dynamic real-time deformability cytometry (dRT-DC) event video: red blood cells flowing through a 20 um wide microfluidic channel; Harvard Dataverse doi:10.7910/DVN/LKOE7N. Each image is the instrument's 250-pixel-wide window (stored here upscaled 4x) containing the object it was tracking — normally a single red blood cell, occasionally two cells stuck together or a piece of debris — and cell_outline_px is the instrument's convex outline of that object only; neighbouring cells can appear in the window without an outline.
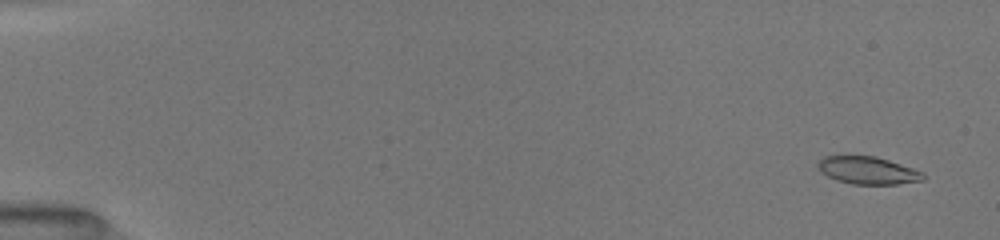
{"species": "common noctule bat (a hibernating species)", "species_latin": "Nyctalus noctula", "temperature_condition": "room temperature", "stored_images_in_passage": 27, "camera_frame_rate_fps": 3000, "um_per_image_px": 0.085, "animal": {"sex": "female", "body_mass_g": 19.5, "forearm_length_mm": 54.1}, "frame": {"image": 1, "passage_image": 3, "time_ms": 0.667, "image_size_px": [1000, 240], "cell_outline_px": [[924, 180], [896, 184], [852, 184], [836, 180], [820, 172], [816, 164], [824, 156], [876, 156], [924, 172]], "centroid_in_image_um": [73.74, 14.49], "position_along_channel_um": 11.3, "area_um2": 16.82}}
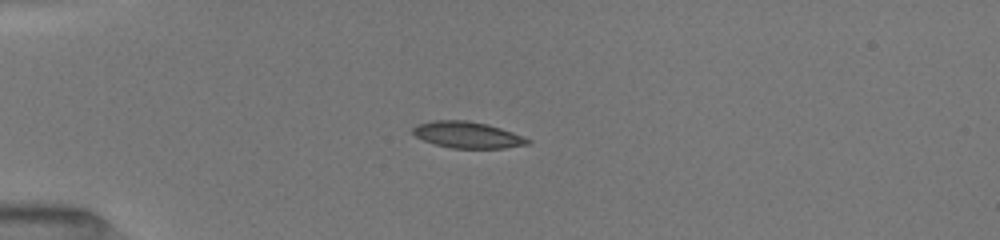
{"frame": {"image": 2, "passage_image": 16, "time_ms": 4.667, "image_size_px": [1000, 240], "cell_outline_px": [[532, 140], [528, 144], [504, 148], [452, 148], [436, 144], [424, 140], [416, 136], [412, 132], [412, 128], [416, 124], [432, 120], [468, 120], [488, 124], [512, 132]], "centroid_in_image_um": [39.72, 11.45], "position_along_channel_um": 45.3, "area_um2": 17.63}}
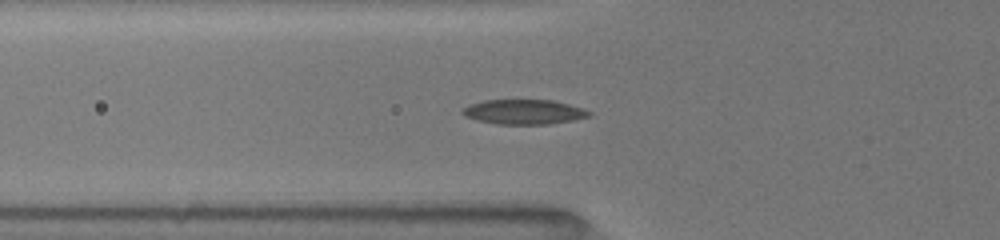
{"frame": {"image": 3, "passage_image": 23, "time_ms": 6.333, "image_size_px": [1000, 240], "cell_outline_px": [[592, 116], [572, 120], [548, 124], [496, 124], [464, 116], [460, 112], [464, 108], [472, 104], [484, 100], [552, 100], [584, 108], [592, 112]], "centroid_in_image_um": [44.57, 9.51], "position_along_channel_um": 81.2, "area_um2": 18.15}}